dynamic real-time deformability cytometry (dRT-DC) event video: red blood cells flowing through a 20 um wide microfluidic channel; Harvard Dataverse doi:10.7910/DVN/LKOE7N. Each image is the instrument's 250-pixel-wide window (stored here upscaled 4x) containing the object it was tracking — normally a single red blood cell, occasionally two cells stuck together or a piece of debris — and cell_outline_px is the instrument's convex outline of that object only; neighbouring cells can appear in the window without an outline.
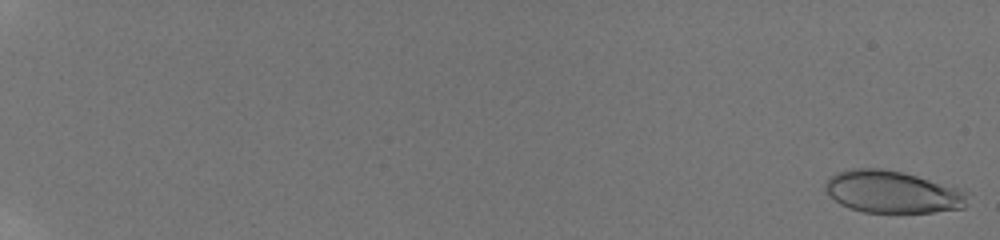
{"species": "human", "species_latin": "Homo sapiens", "temperature_condition": "room temperature", "stored_images_in_passage": 60, "camera_frame_rate_fps": 3000, "um_per_image_px": 0.085, "donor": {"sex": "male"}, "frame": {"image": 1, "passage_image": 3, "time_ms": 0.333, "image_size_px": [1000, 240], "cell_outline_px": [[968, 192], [964, 208], [932, 212], [864, 212], [848, 208], [840, 204], [824, 192], [824, 184], [836, 172], [852, 168], [884, 168], [916, 176], [956, 188]], "centroid_in_image_um": [75.78, 16.31], "position_along_channel_um": 9.2, "area_um2": 34.8}}
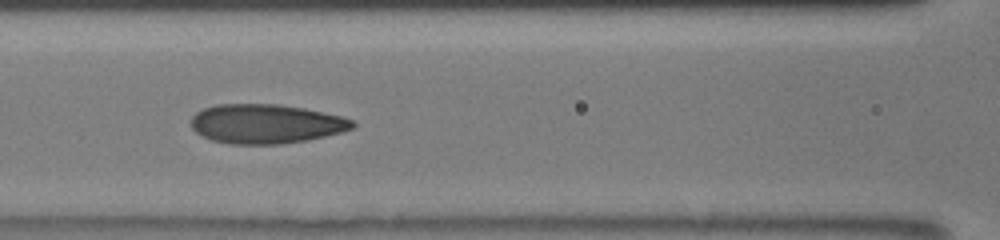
{"frame": {"image": 2, "passage_image": 53, "time_ms": 10.0, "image_size_px": [1000, 240], "cell_outline_px": [[356, 124], [352, 128], [340, 132], [308, 140], [280, 144], [228, 144], [212, 140], [196, 132], [192, 128], [192, 116], [196, 112], [204, 108], [216, 104], [276, 104], [304, 108], [340, 116], [352, 120]], "centroid_in_image_um": [22.58, 10.52], "position_along_channel_um": 144.0, "area_um2": 36.82}}
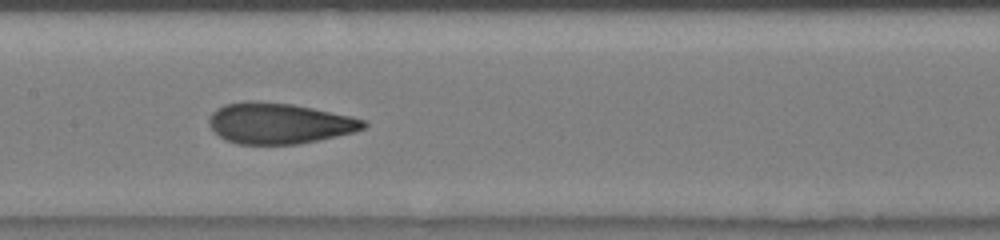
{"frame": {"image": 3, "passage_image": 59, "time_ms": 11.0, "image_size_px": [1000, 240], "cell_outline_px": [[368, 124], [364, 128], [352, 132], [336, 136], [296, 144], [236, 144], [224, 140], [208, 124], [208, 120], [212, 112], [216, 108], [224, 104], [248, 100], [292, 104], [352, 116], [364, 120]], "centroid_in_image_um": [23.68, 10.47], "position_along_channel_um": 183.7, "area_um2": 36.65}}